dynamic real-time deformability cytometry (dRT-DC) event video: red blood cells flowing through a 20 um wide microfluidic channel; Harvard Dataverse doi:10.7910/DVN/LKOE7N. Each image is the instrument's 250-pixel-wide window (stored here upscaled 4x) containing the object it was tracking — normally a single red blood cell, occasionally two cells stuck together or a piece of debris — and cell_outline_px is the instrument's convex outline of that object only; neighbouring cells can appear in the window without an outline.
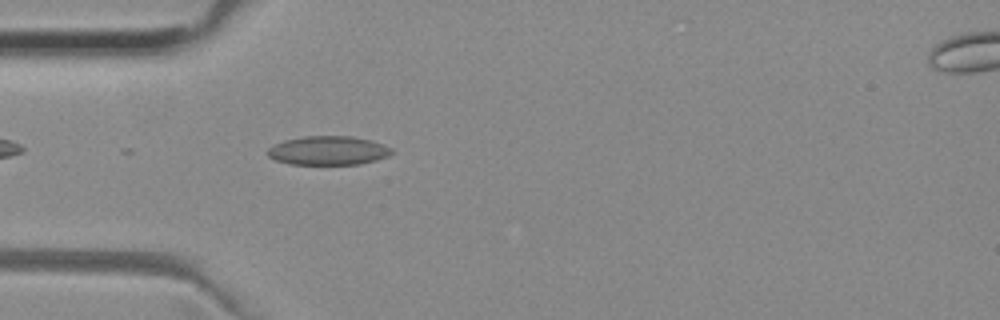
{"species": "common noctule bat (a hibernating species)", "species_latin": "Nyctalus noctula", "temperature_condition": "room temperature", "stored_images_in_passage": 33, "camera_frame_rate_fps": 3000, "um_per_image_px": 0.085, "animal": {"sex": "female", "body_mass_g": 29.2, "forearm_length_mm": 56.3}, "frame": {"image": 1, "passage_image": 2, "time_ms": 0.333, "image_size_px": [1000, 320], "cell_outline_px": [[392, 152], [388, 156], [376, 160], [360, 164], [288, 164], [276, 160], [268, 156], [268, 148], [284, 140], [304, 136], [352, 136], [372, 140], [384, 144], [392, 148]], "centroid_in_image_um": [27.92, 12.79], "position_along_channel_um": 57.1, "area_um2": 20.92}}
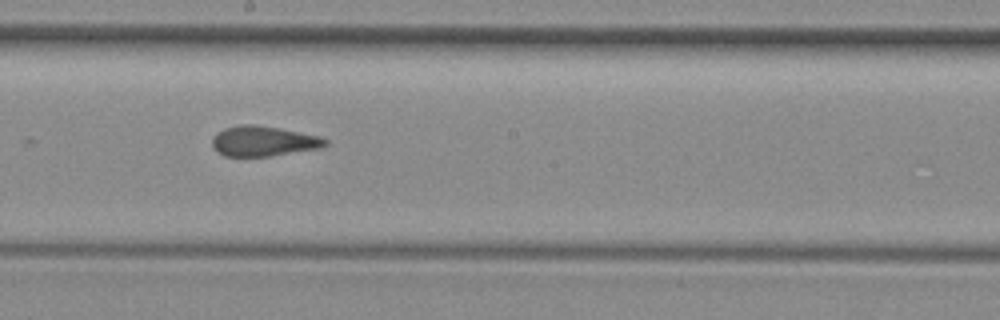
{"frame": {"image": 2, "passage_image": 15, "time_ms": 4.667, "image_size_px": [1000, 320], "cell_outline_px": [[328, 144], [320, 148], [268, 156], [224, 156], [216, 152], [212, 148], [212, 140], [216, 132], [224, 128], [240, 124], [256, 124], [280, 128], [320, 136], [328, 140]], "centroid_in_image_um": [22.36, 11.99], "position_along_channel_um": 225.8, "area_um2": 20.06}}
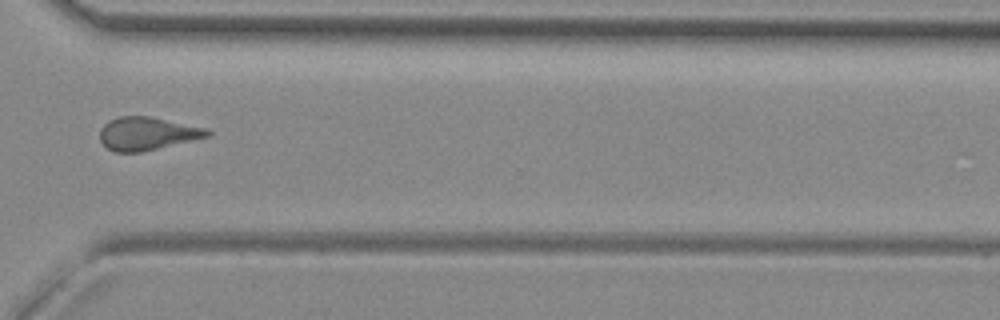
{"frame": {"image": 3, "passage_image": 25, "time_ms": 8.0, "image_size_px": [1000, 320], "cell_outline_px": [[212, 132], [208, 136], [140, 152], [116, 152], [108, 148], [100, 140], [100, 128], [108, 120], [120, 116], [148, 116], [204, 128]], "centroid_in_image_um": [12.44, 11.35], "position_along_channel_um": 358.2, "area_um2": 20.23}, "authors_computed_cell_mechanics": {"area_um2": 20.23, "velocity_mm_per_s": 3.9741, "shape_relaxation_time_tau1_ms": null, "shape_relaxation_time_tau2_ms": 1.7373, "deformation_change_tau1": null, "deformation_change_tau2": 0.0685}}